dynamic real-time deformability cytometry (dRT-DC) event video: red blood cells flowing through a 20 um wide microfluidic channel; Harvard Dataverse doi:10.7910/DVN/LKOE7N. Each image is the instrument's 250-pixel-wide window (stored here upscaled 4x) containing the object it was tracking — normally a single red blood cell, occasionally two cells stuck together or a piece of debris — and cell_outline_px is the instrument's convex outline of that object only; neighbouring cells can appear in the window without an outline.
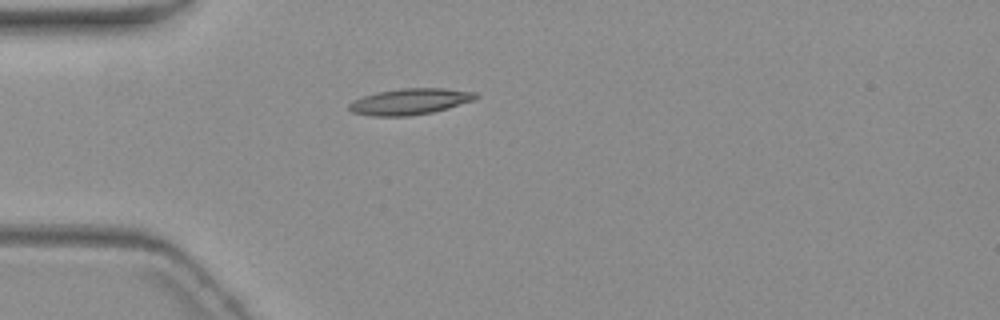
{"species": "common noctule bat (a hibernating species)", "species_latin": "Nyctalus noctula", "temperature_condition": "warm", "stored_images_in_passage": 2, "camera_frame_rate_fps": 3000, "um_per_image_px": 0.085, "animal": {"sex": "female", "body_mass_g": 19.3, "forearm_length_mm": 54.1}, "frame": {"image": 1, "passage_image": 1, "time_ms": 0.0, "image_size_px": [1000, 320], "cell_outline_px": [[480, 96], [476, 100], [448, 108], [432, 112], [408, 116], [372, 116], [352, 112], [348, 108], [348, 104], [364, 96], [376, 92], [404, 88], [444, 88], [476, 92]], "centroid_in_image_um": [34.9, 8.63], "position_along_channel_um": 50.1, "area_um2": 19.31}}